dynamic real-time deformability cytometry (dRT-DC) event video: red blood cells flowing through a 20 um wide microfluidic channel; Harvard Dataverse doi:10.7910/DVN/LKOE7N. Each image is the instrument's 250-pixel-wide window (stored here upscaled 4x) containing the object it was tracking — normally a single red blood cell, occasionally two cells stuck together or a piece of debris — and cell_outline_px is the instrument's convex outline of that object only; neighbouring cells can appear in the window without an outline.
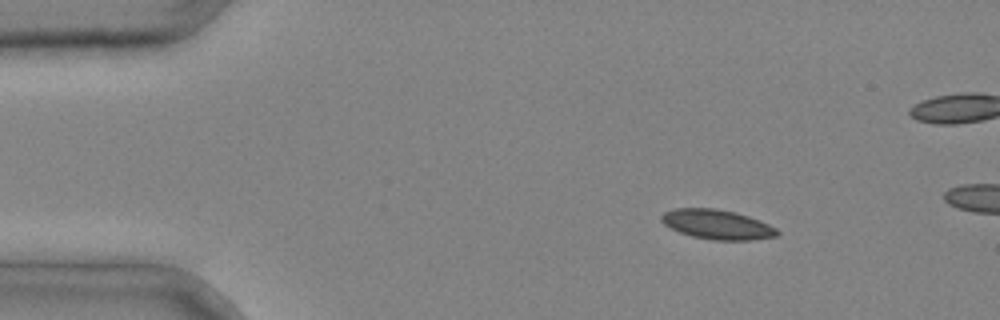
{"species": "common noctule bat (a hibernating species)", "species_latin": "Nyctalus noctula", "temperature_condition": "cold", "stored_images_in_passage": 3, "camera_frame_rate_fps": 3000, "um_per_image_px": 0.085, "animal": {"sex": "male", "body_mass_g": 20.4}, "frame": {"image": 1, "passage_image": 1, "time_ms": 0.0, "image_size_px": [1000, 320], "cell_outline_px": [[780, 232], [776, 236], [752, 240], [712, 240], [692, 236], [680, 232], [664, 224], [660, 220], [660, 216], [664, 212], [672, 208], [716, 208], [736, 212], [760, 220], [776, 228]], "centroid_in_image_um": [60.95, 19.07], "position_along_channel_um": 24.1, "area_um2": 20.06}}